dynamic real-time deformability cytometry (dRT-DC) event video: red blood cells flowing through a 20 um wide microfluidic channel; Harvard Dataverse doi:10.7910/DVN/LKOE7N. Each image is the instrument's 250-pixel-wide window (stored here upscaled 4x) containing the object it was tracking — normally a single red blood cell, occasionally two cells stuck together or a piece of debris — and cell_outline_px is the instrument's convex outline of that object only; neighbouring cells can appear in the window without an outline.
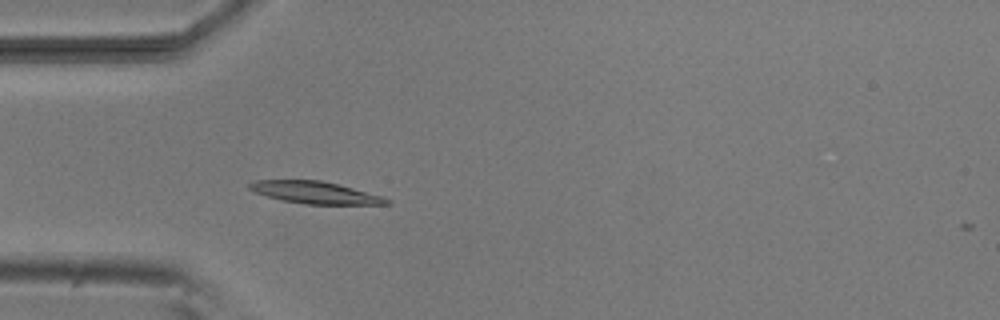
{"species": "common noctule bat (a hibernating species)", "species_latin": "Nyctalus noctula", "temperature_condition": "room temperature", "stored_images_in_passage": 6, "camera_frame_rate_fps": 3000, "um_per_image_px": 0.085, "animal": {"sex": "male", "body_mass_g": 20.5, "forearm_length_mm": 52.5}, "frame": {"image": 1, "passage_image": 5, "time_ms": 1.333, "image_size_px": [1000, 320], "cell_outline_px": [[392, 204], [304, 204], [280, 200], [256, 192], [248, 188], [248, 184], [256, 180], [320, 180], [352, 188], [380, 196], [392, 200]], "centroid_in_image_um": [26.76, 16.37], "position_along_channel_um": 58.2, "area_um2": 17.4}}